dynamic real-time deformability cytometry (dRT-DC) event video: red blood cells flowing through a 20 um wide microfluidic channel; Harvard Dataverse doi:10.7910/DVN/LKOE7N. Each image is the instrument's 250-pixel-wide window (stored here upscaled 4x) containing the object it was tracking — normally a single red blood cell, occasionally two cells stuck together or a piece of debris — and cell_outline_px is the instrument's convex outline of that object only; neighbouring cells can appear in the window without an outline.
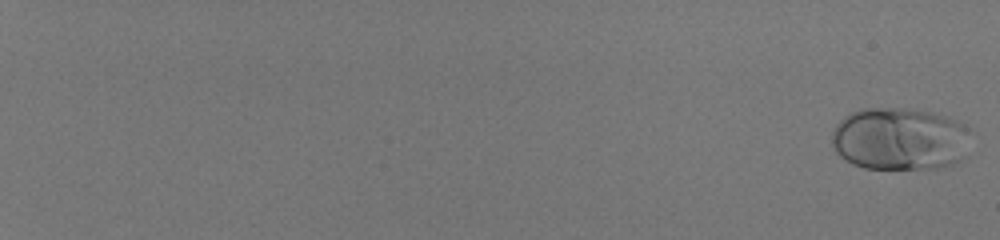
{"species": "human", "species_latin": "Homo sapiens", "temperature_condition": "room temperature", "stored_images_in_passage": 58, "camera_frame_rate_fps": 3000, "um_per_image_px": 0.085, "donor": {"sex": "male"}, "frame": {"image": 1, "passage_image": 2, "time_ms": 0.333, "image_size_px": [1000, 240], "cell_outline_px": [[968, 128], [964, 156], [960, 160], [952, 164], [940, 168], [864, 168], [852, 164], [840, 156], [832, 148], [832, 132], [836, 124], [844, 116], [860, 108], [900, 108], [928, 112], [944, 116], [956, 120], [964, 124]], "centroid_in_image_um": [76.42, 11.81], "position_along_channel_um": 8.6, "area_um2": 50.58}}
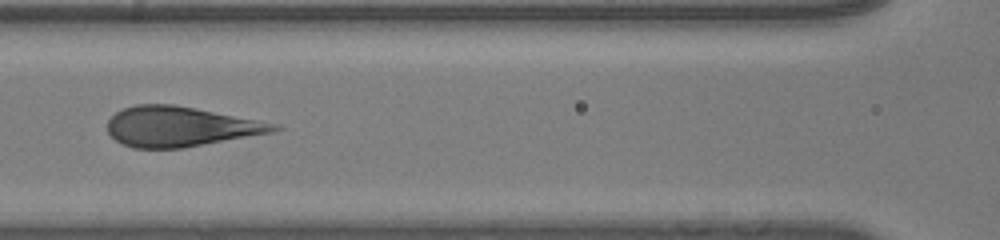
{"frame": {"image": 2, "passage_image": 34, "time_ms": 11.0, "image_size_px": [1000, 240], "cell_outline_px": [[284, 128], [272, 132], [180, 148], [132, 148], [116, 140], [108, 132], [108, 120], [116, 112], [124, 108], [136, 104], [172, 104], [256, 120], [276, 124]], "centroid_in_image_um": [15.26, 10.76], "position_along_channel_um": 151.3, "area_um2": 37.97}}
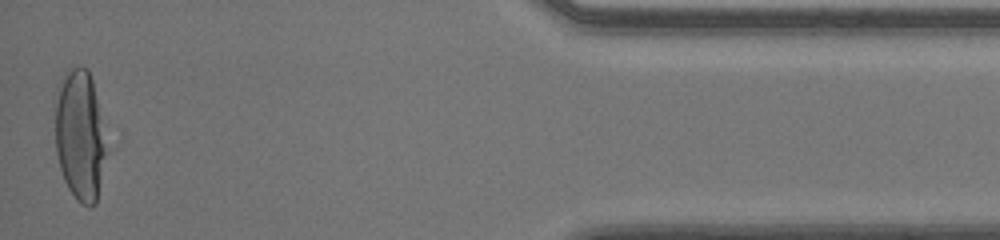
{"frame": {"image": 3, "passage_image": 58, "time_ms": 19.0, "image_size_px": [1000, 240], "cell_outline_px": [[108, 152], [96, 204], [88, 208], [80, 204], [76, 200], [68, 188], [64, 180], [60, 168], [56, 152], [56, 104], [60, 88], [64, 76], [72, 68], [88, 68], [92, 80]], "centroid_in_image_um": [6.83, 11.64], "position_along_channel_um": 428.4, "area_um2": 38.55}}